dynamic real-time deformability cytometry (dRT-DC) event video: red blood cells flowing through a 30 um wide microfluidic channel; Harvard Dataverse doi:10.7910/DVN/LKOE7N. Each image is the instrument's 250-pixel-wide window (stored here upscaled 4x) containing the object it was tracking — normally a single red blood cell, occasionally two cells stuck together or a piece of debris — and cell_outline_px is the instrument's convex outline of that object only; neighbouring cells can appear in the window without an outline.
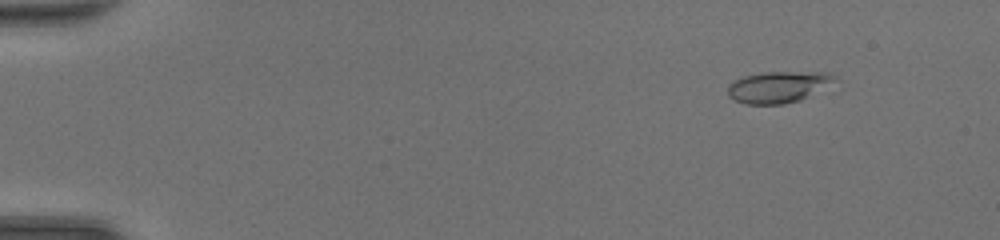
{"species": "common noctule bat (a hibernating species)", "species_latin": "Nyctalus noctula", "temperature_condition": "room temperature", "stored_images_in_passage": 48, "camera_frame_rate_fps": 3000, "um_per_image_px": 0.085, "animal": {"sex": "female", "body_mass_g": 20.0, "forearm_length_mm": 54.0}, "frame": {"image": 1, "passage_image": 6, "time_ms": 1.667, "image_size_px": [1000, 240], "cell_outline_px": [[840, 80], [800, 100], [784, 104], [748, 104], [736, 100], [728, 96], [728, 84], [744, 76], [764, 72], [828, 72], [836, 76]], "centroid_in_image_um": [66.2, 7.38], "position_along_channel_um": 18.8, "area_um2": 19.59}}
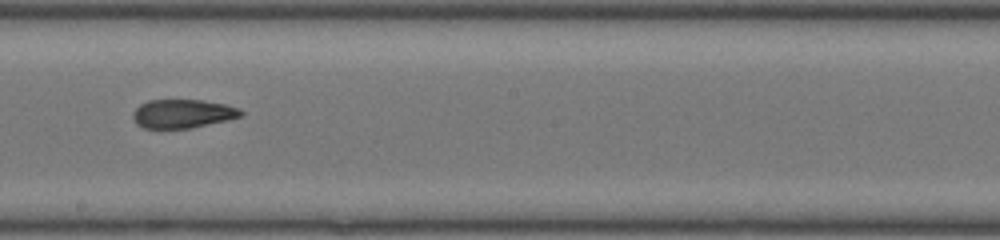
{"frame": {"image": 2, "passage_image": 29, "time_ms": 9.333, "image_size_px": [1000, 240], "cell_outline_px": [[244, 116], [228, 120], [192, 128], [144, 128], [136, 124], [132, 116], [132, 112], [140, 104], [148, 100], [204, 100], [224, 104], [240, 108], [244, 112]], "centroid_in_image_um": [15.55, 9.66], "position_along_channel_um": 232.7, "area_um2": 18.26}}
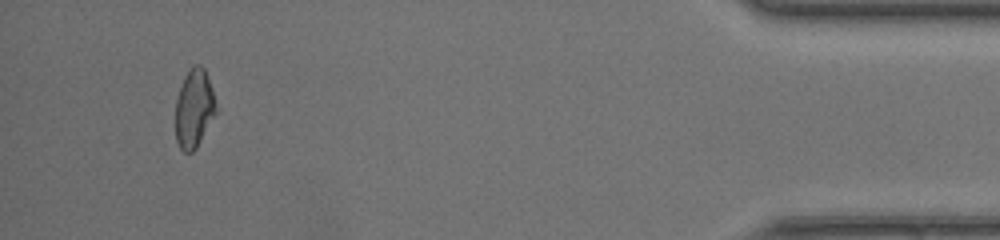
{"frame": {"image": 3, "passage_image": 46, "time_ms": 15.0, "image_size_px": [1000, 240], "cell_outline_px": [[216, 112], [196, 148], [192, 152], [184, 152], [180, 148], [176, 140], [176, 100], [184, 76], [192, 64], [200, 64], [204, 68], [212, 88], [216, 100]], "centroid_in_image_um": [16.5, 9.19], "position_along_channel_um": 418.7, "area_um2": 18.44}, "authors_computed_cell_mechanics": {"area_um2": 18.9584, "velocity_mm_per_s": 4.4194, "shape_relaxation_time_tau1_ms": null, "shape_relaxation_time_tau2_ms": 1.7828, "deformation_change_tau1": null, "deformation_change_tau2": 0.0883}}